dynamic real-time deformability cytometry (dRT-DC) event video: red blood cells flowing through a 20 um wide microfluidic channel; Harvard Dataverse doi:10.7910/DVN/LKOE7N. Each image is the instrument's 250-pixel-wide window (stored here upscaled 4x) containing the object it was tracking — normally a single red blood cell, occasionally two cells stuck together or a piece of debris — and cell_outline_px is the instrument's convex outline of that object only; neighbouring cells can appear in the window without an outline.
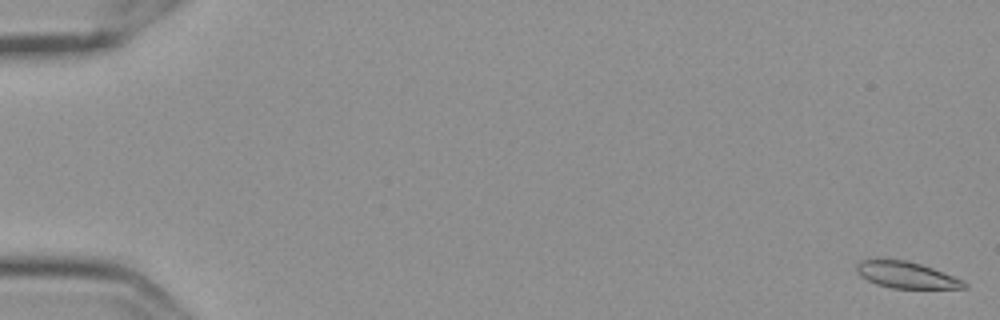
{"species": "Egyptian fruit bat (a non-hibernating species)", "species_latin": "Rousettus aegyptiacus", "temperature_condition": "cold", "stored_images_in_passage": 58, "camera_frame_rate_fps": 3000, "um_per_image_px": 0.085, "frame": {"image": 1, "passage_image": 1, "time_ms": 0.0, "image_size_px": [1000, 320], "cell_outline_px": [[968, 288], [892, 288], [876, 284], [860, 276], [856, 272], [856, 264], [860, 260], [876, 256], [908, 260], [932, 268], [964, 280], [968, 284]], "centroid_in_image_um": [76.96, 23.32], "position_along_channel_um": 8.0, "area_um2": 17.17}}
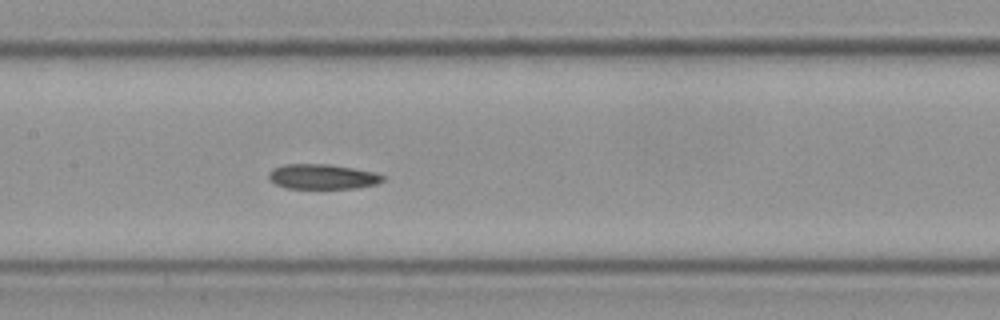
{"frame": {"image": 2, "passage_image": 29, "time_ms": 9.333, "image_size_px": [1000, 320], "cell_outline_px": [[384, 180], [376, 184], [356, 188], [284, 188], [276, 184], [268, 176], [268, 172], [272, 168], [284, 164], [328, 164], [352, 168], [372, 172], [384, 176]], "centroid_in_image_um": [27.37, 15.01], "position_along_channel_um": 180.0, "area_um2": 16.47}}
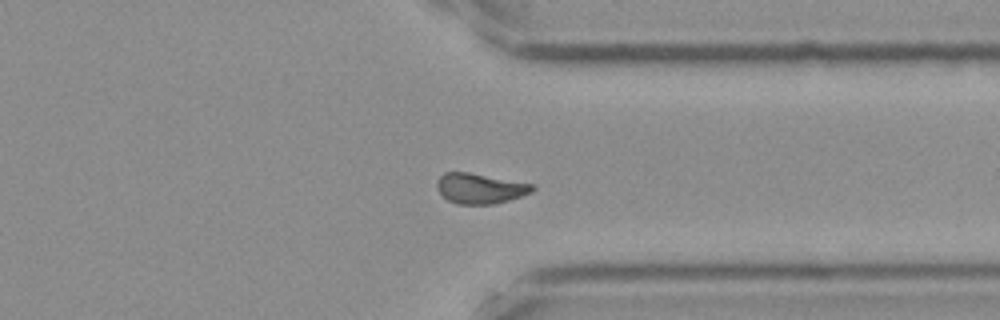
{"frame": {"image": 3, "passage_image": 45, "time_ms": 14.667, "image_size_px": [1000, 320], "cell_outline_px": [[536, 188], [532, 192], [508, 200], [492, 204], [456, 204], [448, 200], [436, 188], [436, 180], [444, 172], [468, 172], [536, 184]], "centroid_in_image_um": [40.81, 16.0], "position_along_channel_um": 370.6, "area_um2": 16.94}, "authors_computed_cell_mechanics": {"area_um2": 17.051, "velocity_mm_per_s": 3.5882, "shape_relaxation_time_tau1_ms": null, "shape_relaxation_time_tau2_ms": 4.5418, "deformation_change_tau1": null, "deformation_change_tau2": 0.0821}}